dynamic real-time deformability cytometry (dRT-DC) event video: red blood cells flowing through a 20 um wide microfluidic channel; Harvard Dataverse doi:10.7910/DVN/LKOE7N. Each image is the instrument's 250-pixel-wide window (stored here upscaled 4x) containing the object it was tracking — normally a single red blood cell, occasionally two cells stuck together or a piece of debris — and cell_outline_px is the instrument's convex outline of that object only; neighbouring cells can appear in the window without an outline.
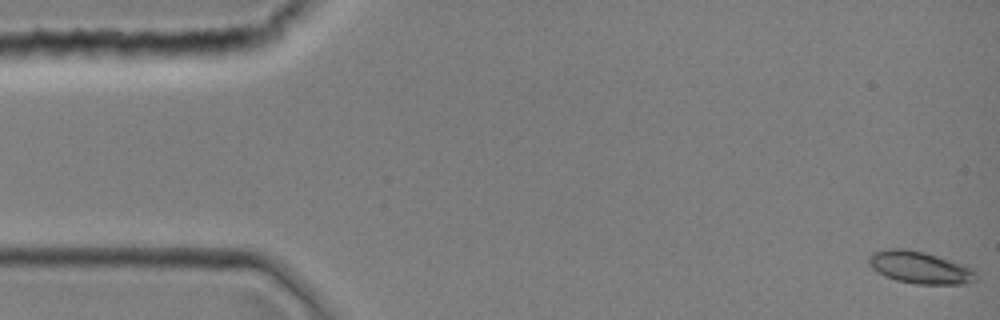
{"species": "common noctule bat (a hibernating species)", "species_latin": "Nyctalus noctula", "temperature_condition": "room temperature", "stored_images_in_passage": 16, "camera_frame_rate_fps": 3000, "um_per_image_px": 0.085, "animal": {"sex": "female", "body_mass_g": 19.0, "forearm_length_mm": 51.5}, "frame": {"image": 1, "passage_image": 1, "time_ms": 0.0, "image_size_px": [1000, 320], "cell_outline_px": [[976, 280], [968, 284], [916, 284], [896, 280], [884, 276], [876, 272], [868, 264], [868, 256], [872, 252], [888, 248], [904, 248], [924, 252], [972, 268], [976, 276]], "centroid_in_image_um": [78.12, 22.74], "position_along_channel_um": 6.9, "area_um2": 20.11}}
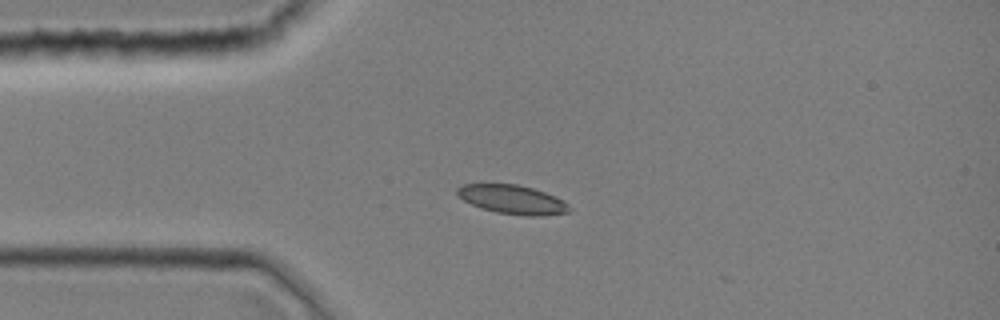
{"frame": {"image": 2, "passage_image": 11, "time_ms": 3.333, "image_size_px": [1000, 320], "cell_outline_px": [[572, 208], [568, 212], [540, 216], [524, 216], [496, 212], [472, 204], [464, 200], [456, 192], [456, 188], [464, 184], [516, 184], [532, 188], [544, 192], [564, 200]], "centroid_in_image_um": [43.58, 16.96], "position_along_channel_um": 41.4, "area_um2": 18.73}}
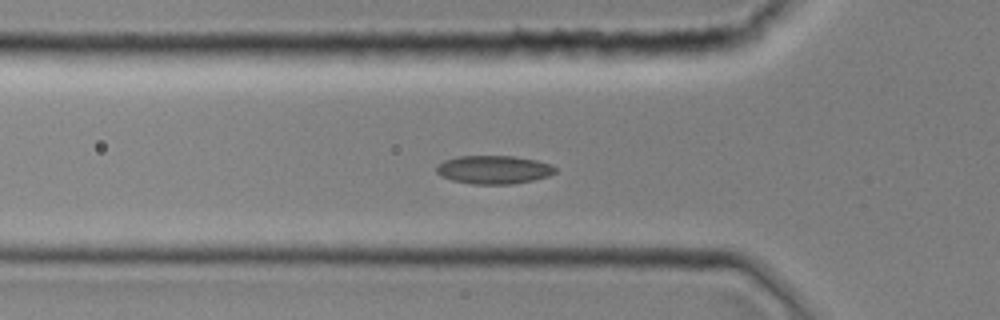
{"frame": {"image": 3, "passage_image": 15, "time_ms": 4.667, "image_size_px": [1000, 320], "cell_outline_px": [[556, 172], [548, 176], [532, 180], [512, 184], [472, 184], [452, 180], [440, 176], [436, 172], [436, 168], [444, 160], [456, 156], [512, 156], [536, 160], [552, 164], [556, 168]], "centroid_in_image_um": [41.96, 14.42], "position_along_channel_um": 83.8, "area_um2": 19.65}}